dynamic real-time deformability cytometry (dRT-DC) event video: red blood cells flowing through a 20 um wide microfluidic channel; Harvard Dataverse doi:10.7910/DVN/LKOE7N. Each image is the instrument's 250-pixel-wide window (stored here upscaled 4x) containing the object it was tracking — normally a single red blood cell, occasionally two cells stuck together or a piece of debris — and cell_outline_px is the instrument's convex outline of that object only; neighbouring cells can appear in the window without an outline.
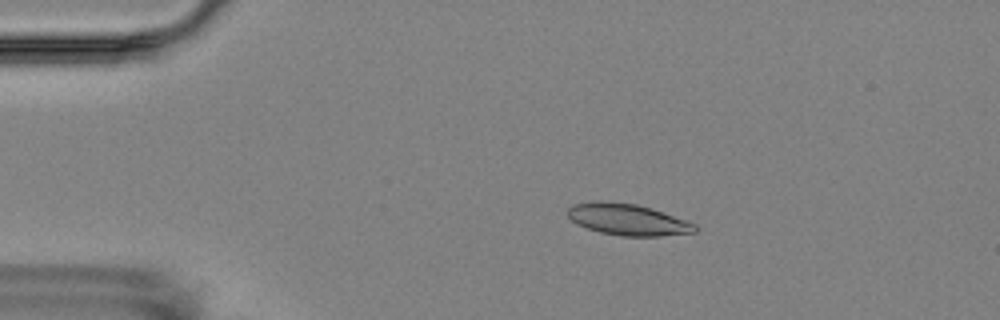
{"species": "Egyptian fruit bat (a non-hibernating species)", "species_latin": "Rousettus aegyptiacus", "temperature_condition": "room temperature", "stored_images_in_passage": 16, "camera_frame_rate_fps": 3000, "um_per_image_px": 0.085, "animal": {"sex": "female"}, "frame": {"image": 1, "passage_image": 3, "time_ms": 2.333, "image_size_px": [1000, 320], "cell_outline_px": [[700, 228], [696, 232], [660, 236], [620, 236], [600, 232], [576, 224], [568, 216], [568, 208], [572, 204], [596, 200], [600, 200], [636, 204], [652, 208], [688, 220], [696, 224]], "centroid_in_image_um": [53.39, 18.65], "position_along_channel_um": 31.6, "area_um2": 23.64}}
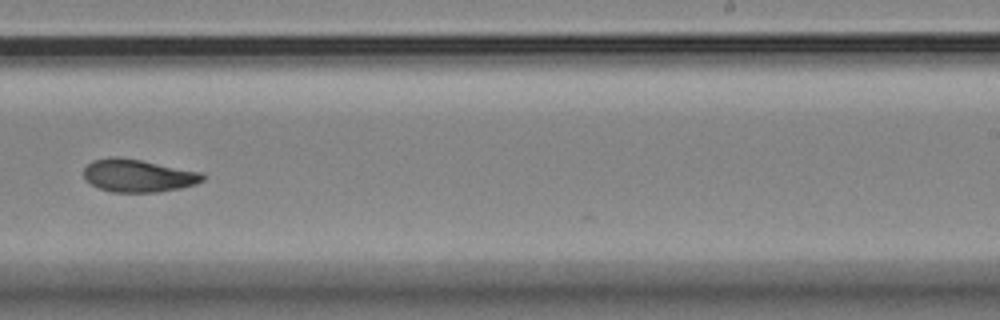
{"frame": {"image": 2, "passage_image": 10, "time_ms": 10.667, "image_size_px": [1000, 320], "cell_outline_px": [[204, 180], [196, 184], [180, 188], [156, 192], [112, 192], [100, 188], [92, 184], [84, 176], [84, 168], [92, 160], [108, 156], [116, 156], [140, 160], [200, 172], [204, 176]], "centroid_in_image_um": [11.72, 14.92], "position_along_channel_um": 277.3, "area_um2": 22.48}}
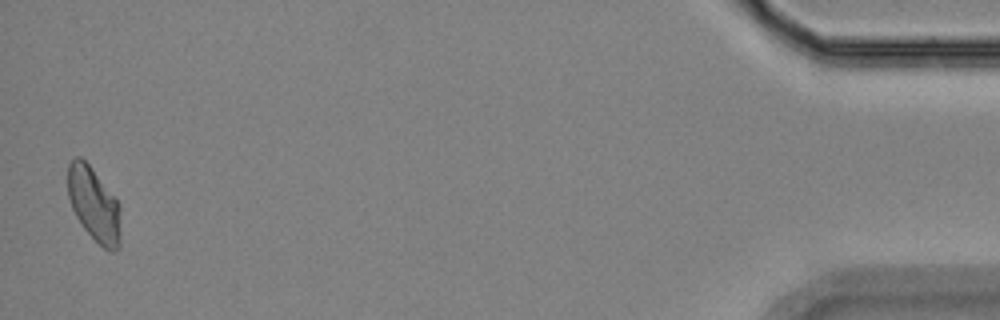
{"frame": {"image": 3, "passage_image": 16, "time_ms": 17.333, "image_size_px": [1000, 320], "cell_outline_px": [[120, 248], [116, 252], [108, 252], [84, 228], [76, 216], [72, 208], [68, 196], [68, 164], [76, 156], [80, 156], [92, 168], [120, 204]], "centroid_in_image_um": [8.01, 17.39], "position_along_channel_um": 427.2, "area_um2": 22.77}, "authors_computed_cell_mechanics": {"area_um2": 22.831, "velocity_mm_per_s": 3.5316, "shape_relaxation_time_tau1_ms": 5.7363, "shape_relaxation_time_tau2_ms": 2.2245, "deformation_change_tau1": 0.1203, "deformation_change_tau2": 0.0618}}